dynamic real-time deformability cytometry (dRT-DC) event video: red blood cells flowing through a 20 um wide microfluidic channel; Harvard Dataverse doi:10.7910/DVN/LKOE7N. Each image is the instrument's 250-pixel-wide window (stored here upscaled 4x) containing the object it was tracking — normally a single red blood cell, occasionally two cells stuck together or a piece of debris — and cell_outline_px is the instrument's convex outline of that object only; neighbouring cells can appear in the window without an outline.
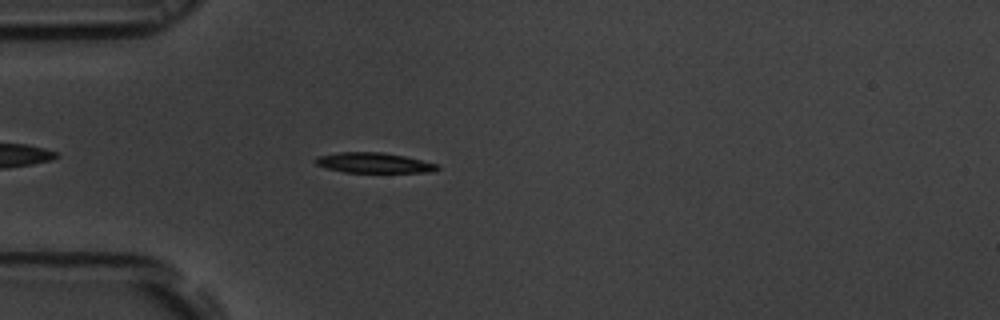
{"species": "common noctule bat (a hibernating species)", "species_latin": "Nyctalus noctula", "temperature_condition": "room temperature", "stored_images_in_passage": 47, "camera_frame_rate_fps": 3000, "um_per_image_px": 0.085, "animal": {"sex": "male", "body_mass_g": 19.5, "forearm_length_mm": 54.6}, "frame": {"image": 1, "passage_image": 7, "time_ms": 2.0, "image_size_px": [1000, 320], "cell_outline_px": [[440, 168], [432, 172], [344, 172], [328, 168], [316, 164], [312, 160], [316, 156], [340, 152], [384, 152], [404, 156], [440, 164]], "centroid_in_image_um": [31.78, 13.83], "position_along_channel_um": 53.2, "area_um2": 14.45}}
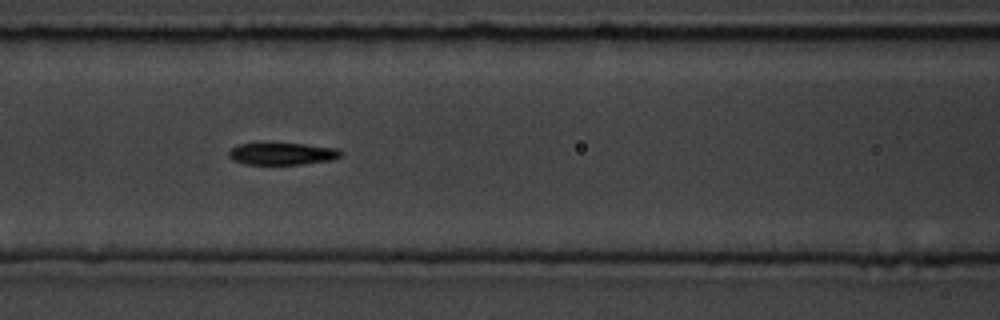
{"frame": {"image": 2, "passage_image": 15, "time_ms": 4.667, "image_size_px": [1000, 320], "cell_outline_px": [[344, 152], [340, 156], [332, 160], [300, 164], [244, 164], [232, 160], [228, 156], [228, 152], [232, 148], [240, 144], [260, 140], [268, 140], [304, 144], [336, 148]], "centroid_in_image_um": [23.92, 13.01], "position_along_channel_um": 142.7, "area_um2": 15.26}}
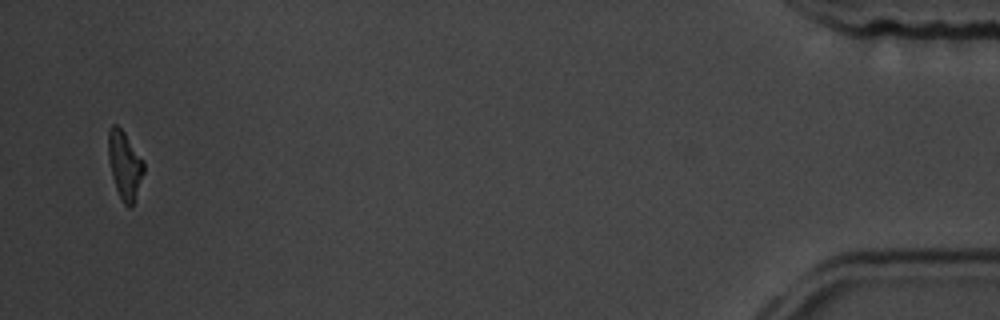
{"frame": {"image": 3, "passage_image": 45, "time_ms": 14.667, "image_size_px": [1000, 320], "cell_outline_px": [[144, 172], [132, 208], [128, 208], [124, 204], [116, 188], [112, 176], [108, 156], [108, 128], [112, 124], [116, 124], [124, 132], [144, 160]], "centroid_in_image_um": [10.6, 14.02], "position_along_channel_um": 424.6, "area_um2": 14.1}, "authors_computed_cell_mechanics": {"area_um2": 14.9124, "velocity_mm_per_s": 3.6772, "shape_relaxation_time_tau1_ms": 2.9149, "shape_relaxation_time_tau2_ms": 1.352, "deformation_change_tau1": 0.1507, "deformation_change_tau2": 0.0865}}